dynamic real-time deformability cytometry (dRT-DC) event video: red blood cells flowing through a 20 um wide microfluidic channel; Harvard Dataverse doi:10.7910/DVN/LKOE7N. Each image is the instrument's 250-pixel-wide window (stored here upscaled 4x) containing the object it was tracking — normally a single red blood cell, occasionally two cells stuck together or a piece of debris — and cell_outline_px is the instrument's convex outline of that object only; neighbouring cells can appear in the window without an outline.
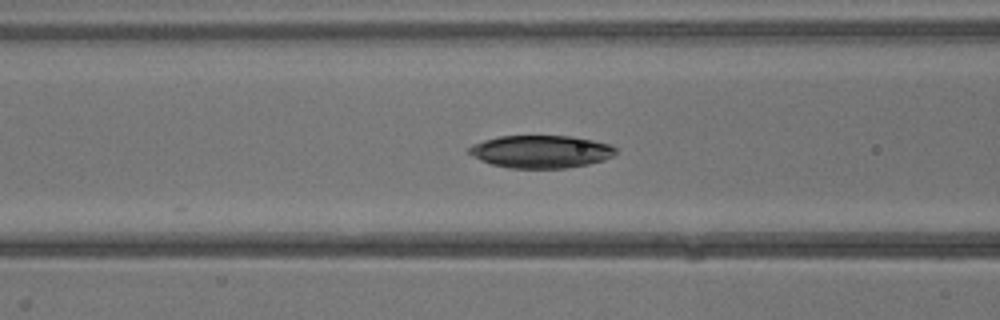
{"species": "common noctule bat (a hibernating species)", "species_latin": "Nyctalus noctula", "temperature_condition": "warm", "stored_images_in_passage": 12, "camera_frame_rate_fps": 3000, "um_per_image_px": 0.085, "animal": {"sex": "male", "body_mass_g": 13.3}, "frame": {"image": 1, "passage_image": 10, "time_ms": 3.0, "image_size_px": [1000, 320], "cell_outline_px": [[616, 152], [612, 156], [604, 160], [588, 164], [564, 168], [508, 168], [492, 164], [480, 160], [472, 156], [468, 152], [468, 148], [472, 144], [484, 140], [500, 136], [572, 136], [592, 140], [608, 144], [616, 148]], "centroid_in_image_um": [45.95, 12.89], "position_along_channel_um": 120.6, "area_um2": 27.86}}
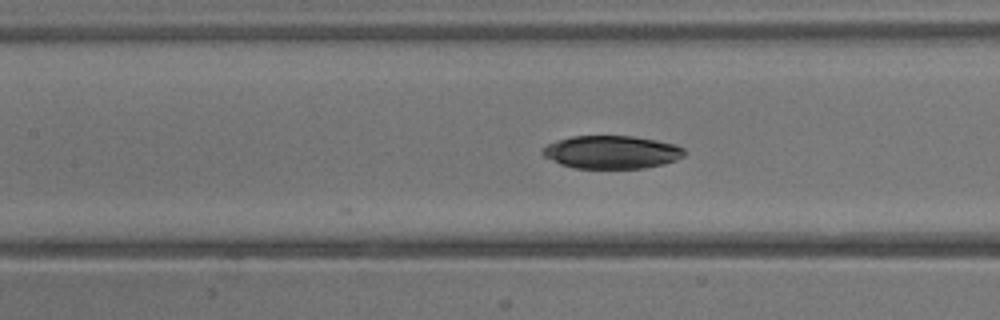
{"frame": {"image": 2, "passage_image": 12, "time_ms": 3.667, "image_size_px": [1000, 320], "cell_outline_px": [[684, 156], [676, 160], [664, 164], [644, 168], [576, 168], [560, 164], [544, 156], [540, 152], [548, 144], [556, 140], [572, 136], [632, 136], [656, 140], [676, 144], [684, 148]], "centroid_in_image_um": [52.0, 12.93], "position_along_channel_um": 155.4, "area_um2": 27.28}}